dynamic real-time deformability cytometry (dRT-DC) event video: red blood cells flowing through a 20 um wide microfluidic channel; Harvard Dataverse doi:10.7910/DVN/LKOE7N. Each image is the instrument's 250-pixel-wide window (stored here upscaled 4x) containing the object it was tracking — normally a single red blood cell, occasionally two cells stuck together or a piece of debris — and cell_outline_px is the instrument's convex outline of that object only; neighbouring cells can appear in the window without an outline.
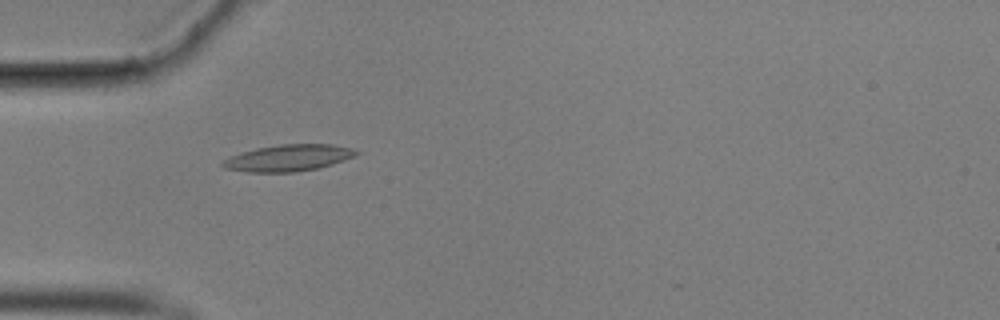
{"species": "common noctule bat (a hibernating species)", "species_latin": "Nyctalus noctula", "temperature_condition": "cold", "stored_images_in_passage": 48, "camera_frame_rate_fps": 3000, "um_per_image_px": 0.085, "animal": {"sex": "male", "body_mass_g": 17.9}, "frame": {"image": 1, "passage_image": 9, "time_ms": 2.667, "image_size_px": [1000, 320], "cell_outline_px": [[360, 152], [356, 156], [320, 168], [296, 172], [248, 172], [224, 168], [220, 164], [224, 160], [232, 156], [256, 148], [280, 144], [332, 144], [352, 148]], "centroid_in_image_um": [24.56, 13.42], "position_along_channel_um": 60.4, "area_um2": 20.63}}
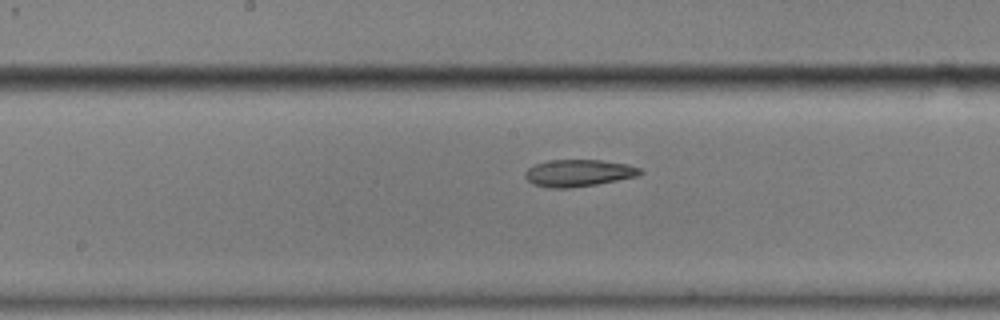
{"frame": {"image": 2, "passage_image": 21, "time_ms": 6.667, "image_size_px": [1000, 320], "cell_outline_px": [[644, 172], [636, 176], [596, 184], [568, 188], [548, 188], [532, 184], [524, 176], [524, 172], [528, 168], [536, 164], [548, 160], [600, 160], [628, 164], [640, 168]], "centroid_in_image_um": [49.14, 14.7], "position_along_channel_um": 199.1, "area_um2": 18.03}}
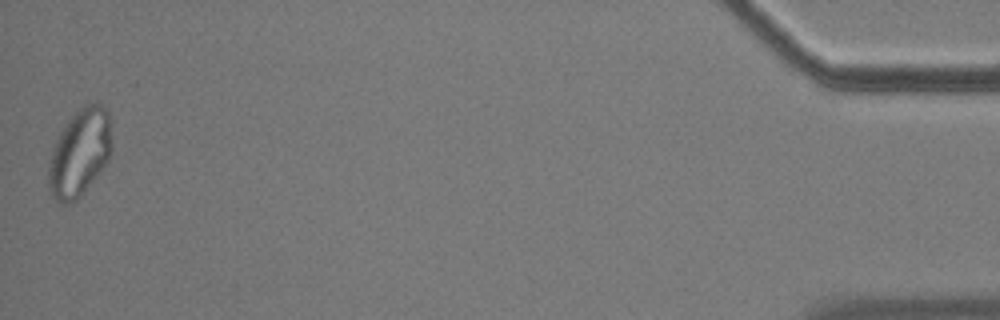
{"frame": {"image": 3, "passage_image": 48, "time_ms": 15.667, "image_size_px": [1000, 320], "cell_outline_px": [[112, 148], [108, 160], [100, 172], [76, 200], [68, 204], [60, 204], [52, 196], [48, 188], [48, 164], [52, 148], [60, 132], [68, 120], [84, 104], [104, 104], [108, 112], [112, 144]], "centroid_in_image_um": [6.76, 13.0], "position_along_channel_um": 428.4, "area_um2": 32.19}, "authors_computed_cell_mechanics": {"area_um2": 19.5942, "velocity_mm_per_s": 3.5273, "shape_relaxation_time_tau1_ms": null, "shape_relaxation_time_tau2_ms": 3.7833, "deformation_change_tau1": null, "deformation_change_tau2": 0.1}}